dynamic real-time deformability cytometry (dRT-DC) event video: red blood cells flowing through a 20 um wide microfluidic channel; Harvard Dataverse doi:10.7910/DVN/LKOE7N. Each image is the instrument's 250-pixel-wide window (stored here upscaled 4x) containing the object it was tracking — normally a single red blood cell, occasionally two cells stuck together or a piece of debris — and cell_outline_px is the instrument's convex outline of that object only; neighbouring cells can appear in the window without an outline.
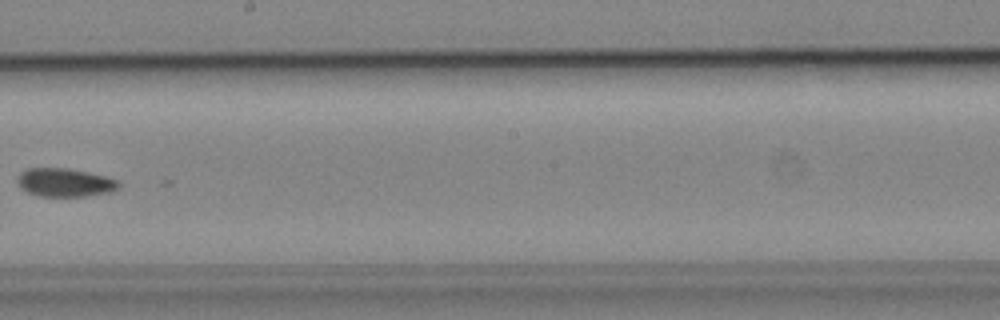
{"species": "common noctule bat (a hibernating species)", "species_latin": "Nyctalus noctula", "temperature_condition": "cold", "stored_images_in_passage": 9, "camera_frame_rate_fps": 3000, "um_per_image_px": 0.085, "animal": {"sex": "male", "body_mass_g": 19.2, "forearm_length_mm": 51.8}, "frame": {"image": 1, "passage_image": 9, "time_ms": 10.333, "image_size_px": [1000, 320], "cell_outline_px": [[120, 188], [112, 192], [84, 196], [36, 196], [20, 188], [16, 180], [20, 172], [28, 168], [68, 168], [88, 172], [104, 176], [116, 180], [120, 184]], "centroid_in_image_um": [5.49, 15.51], "position_along_channel_um": 242.7, "area_um2": 16.88}}